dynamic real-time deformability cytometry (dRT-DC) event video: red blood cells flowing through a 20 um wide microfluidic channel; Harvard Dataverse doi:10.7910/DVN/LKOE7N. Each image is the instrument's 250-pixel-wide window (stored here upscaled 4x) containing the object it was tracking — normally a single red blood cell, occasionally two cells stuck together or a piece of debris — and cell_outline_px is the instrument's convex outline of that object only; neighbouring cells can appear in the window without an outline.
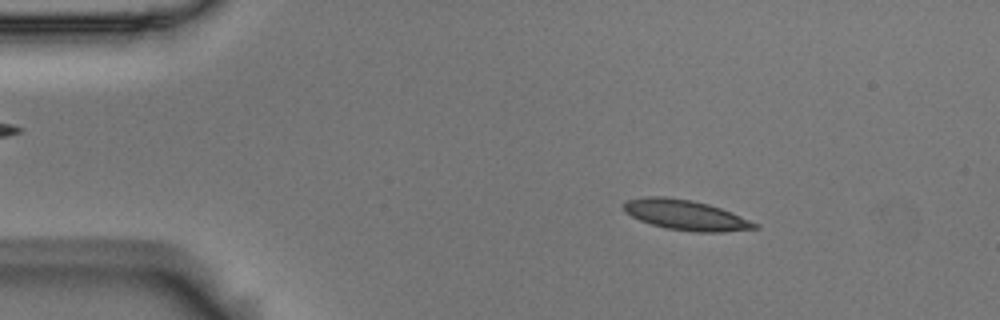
{"species": "Egyptian fruit bat (a non-hibernating species)", "species_latin": "Rousettus aegyptiacus", "temperature_condition": "room temperature", "stored_images_in_passage": 55, "camera_frame_rate_fps": 3000, "um_per_image_px": 0.085, "animal": {"sex": "male"}, "frame": {"image": 1, "passage_image": 8, "time_ms": 2.333, "image_size_px": [1000, 320], "cell_outline_px": [[760, 228], [724, 232], [696, 232], [664, 228], [640, 220], [624, 212], [620, 204], [628, 200], [644, 196], [664, 196], [692, 200], [708, 204], [720, 208], [760, 224]], "centroid_in_image_um": [58.26, 18.27], "position_along_channel_um": 26.7, "area_um2": 23.18}}
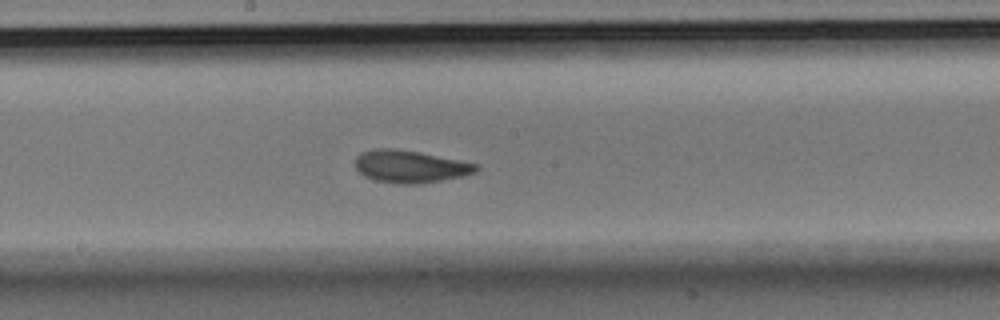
{"frame": {"image": 2, "passage_image": 29, "time_ms": 9.333, "image_size_px": [1000, 320], "cell_outline_px": [[480, 168], [476, 172], [464, 176], [420, 184], [396, 184], [376, 180], [364, 176], [356, 168], [356, 156], [360, 152], [372, 148], [396, 148], [480, 164]], "centroid_in_image_um": [34.87, 14.15], "position_along_channel_um": 213.3, "area_um2": 23.0}}
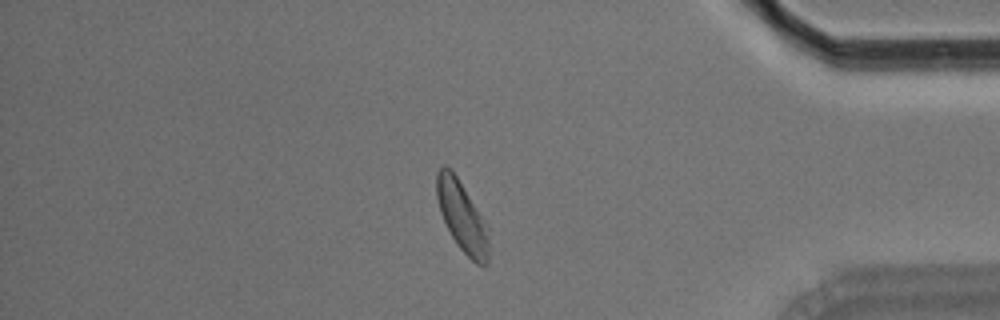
{"frame": {"image": 3, "passage_image": 47, "time_ms": 15.333, "image_size_px": [1000, 320], "cell_outline_px": [[492, 248], [488, 264], [476, 264], [456, 244], [440, 212], [436, 196], [436, 172], [444, 164], [456, 176], [488, 224]], "centroid_in_image_um": [39.34, 18.47], "position_along_channel_um": 395.9, "area_um2": 21.73}, "authors_computed_cell_mechanics": {"area_um2": 21.964, "velocity_mm_per_s": 3.5486, "shape_relaxation_time_tau1_ms": 2.9555, "shape_relaxation_time_tau2_ms": 1.5609, "deformation_change_tau1": 0.1417, "deformation_change_tau2": 0.0787}}